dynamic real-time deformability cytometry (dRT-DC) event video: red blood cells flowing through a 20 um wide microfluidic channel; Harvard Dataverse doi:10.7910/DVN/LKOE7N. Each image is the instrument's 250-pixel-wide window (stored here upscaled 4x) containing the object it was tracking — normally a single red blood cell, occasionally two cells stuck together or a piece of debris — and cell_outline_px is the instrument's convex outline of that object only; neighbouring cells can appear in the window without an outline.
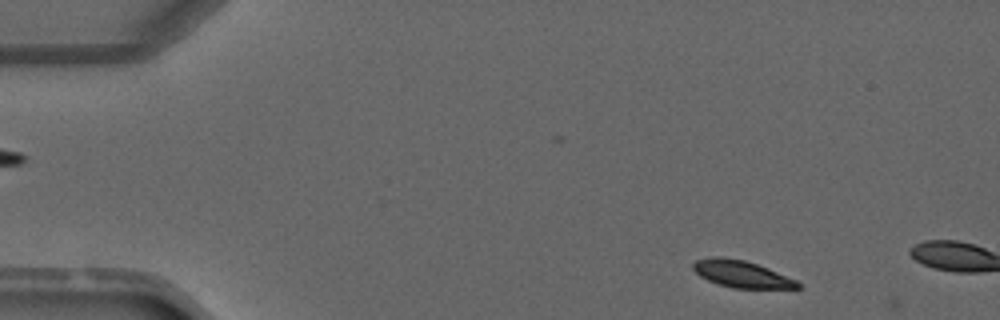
{"species": "common noctule bat (a hibernating species)", "species_latin": "Nyctalus noctula", "temperature_condition": "warm", "stored_images_in_passage": 2, "camera_frame_rate_fps": 3000, "um_per_image_px": 0.085, "animal": {"sex": "male", "forearm_length_mm": 52.5}, "frame": {"image": 1, "passage_image": 2, "time_ms": 1.0, "image_size_px": [1000, 320], "cell_outline_px": [[800, 288], [732, 288], [716, 284], [700, 276], [692, 268], [692, 264], [696, 260], [712, 256], [720, 256], [744, 260], [768, 268], [796, 280], [800, 284]], "centroid_in_image_um": [62.99, 23.29], "position_along_channel_um": 22.0, "area_um2": 16.36}}